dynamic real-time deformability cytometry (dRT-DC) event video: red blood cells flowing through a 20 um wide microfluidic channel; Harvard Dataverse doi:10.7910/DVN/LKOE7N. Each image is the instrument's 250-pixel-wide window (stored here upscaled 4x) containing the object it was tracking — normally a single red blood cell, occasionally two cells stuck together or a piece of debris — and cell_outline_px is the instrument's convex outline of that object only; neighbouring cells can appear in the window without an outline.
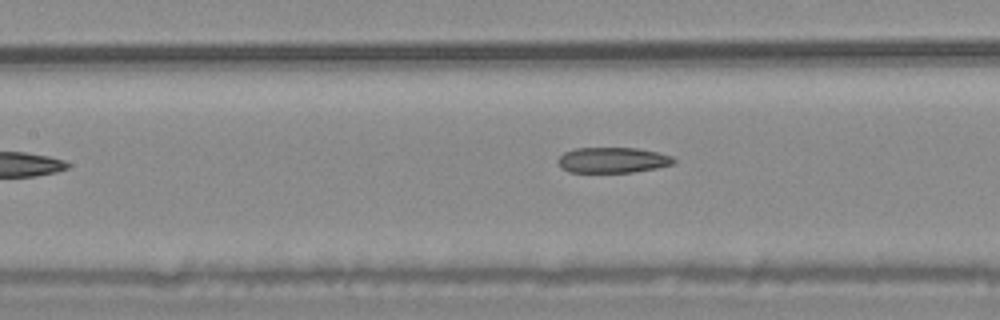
{"species": "common noctule bat (a hibernating species)", "species_latin": "Nyctalus noctula", "temperature_condition": "warm", "stored_images_in_passage": 7, "camera_frame_rate_fps": 3000, "um_per_image_px": 0.085, "animal": {"sex": "male", "body_mass_g": 20.4}, "frame": {"image": 1, "passage_image": 7, "time_ms": 2.0, "image_size_px": [1000, 320], "cell_outline_px": [[676, 160], [672, 164], [656, 168], [632, 172], [568, 172], [560, 168], [556, 160], [564, 152], [576, 148], [636, 148], [656, 152], [672, 156]], "centroid_in_image_um": [52.02, 13.61], "position_along_channel_um": 155.4, "area_um2": 17.22}}